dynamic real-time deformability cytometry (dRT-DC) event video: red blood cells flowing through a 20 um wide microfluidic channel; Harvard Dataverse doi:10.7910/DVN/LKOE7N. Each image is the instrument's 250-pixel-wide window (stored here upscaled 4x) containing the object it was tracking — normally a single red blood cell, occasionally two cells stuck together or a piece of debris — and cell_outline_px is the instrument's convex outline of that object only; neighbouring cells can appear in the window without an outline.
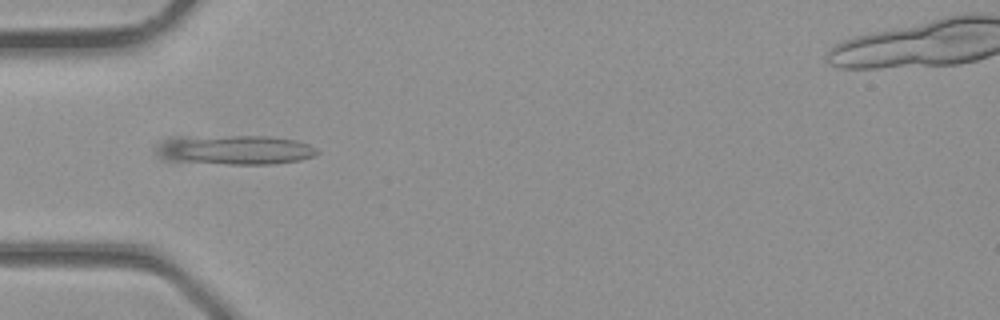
{"species": "common noctule bat (a hibernating species)", "species_latin": "Nyctalus noctula", "temperature_condition": "room temperature", "stored_images_in_passage": 5, "camera_frame_rate_fps": 3000, "um_per_image_px": 0.085, "animal": {"sex": "male", "body_mass_g": 23.1, "forearm_length_mm": 52.7}, "frame": {"image": 1, "passage_image": 3, "time_ms": 0.667, "image_size_px": [1000, 320], "cell_outline_px": [[320, 152], [312, 156], [300, 160], [272, 164], [228, 164], [160, 160], [156, 156], [156, 144], [160, 140], [168, 136], [268, 136], [296, 140], [308, 144], [316, 148]], "centroid_in_image_um": [19.81, 12.73], "position_along_channel_um": 65.2, "area_um2": 28.32}}